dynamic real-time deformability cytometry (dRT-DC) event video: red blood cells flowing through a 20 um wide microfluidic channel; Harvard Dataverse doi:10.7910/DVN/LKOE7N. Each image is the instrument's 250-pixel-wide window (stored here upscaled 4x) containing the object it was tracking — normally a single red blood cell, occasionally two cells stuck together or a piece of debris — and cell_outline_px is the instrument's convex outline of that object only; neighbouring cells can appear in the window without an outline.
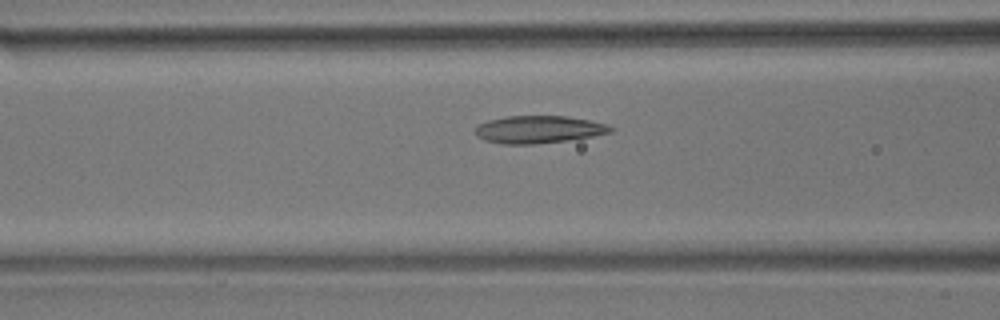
{"species": "common noctule bat (a hibernating species)", "species_latin": "Nyctalus noctula", "temperature_condition": "room temperature", "stored_images_in_passage": 12, "camera_frame_rate_fps": 3000, "um_per_image_px": 0.085, "animal": {"sex": "male", "body_mass_g": 17.9}, "frame": {"image": 1, "passage_image": 10, "time_ms": 3.0, "image_size_px": [1000, 320], "cell_outline_px": [[612, 132], [592, 136], [568, 140], [536, 144], [504, 144], [484, 140], [476, 136], [476, 128], [480, 124], [488, 120], [508, 116], [568, 116], [608, 124], [612, 128]], "centroid_in_image_um": [45.79, 11.0], "position_along_channel_um": 120.8, "area_um2": 21.56}}